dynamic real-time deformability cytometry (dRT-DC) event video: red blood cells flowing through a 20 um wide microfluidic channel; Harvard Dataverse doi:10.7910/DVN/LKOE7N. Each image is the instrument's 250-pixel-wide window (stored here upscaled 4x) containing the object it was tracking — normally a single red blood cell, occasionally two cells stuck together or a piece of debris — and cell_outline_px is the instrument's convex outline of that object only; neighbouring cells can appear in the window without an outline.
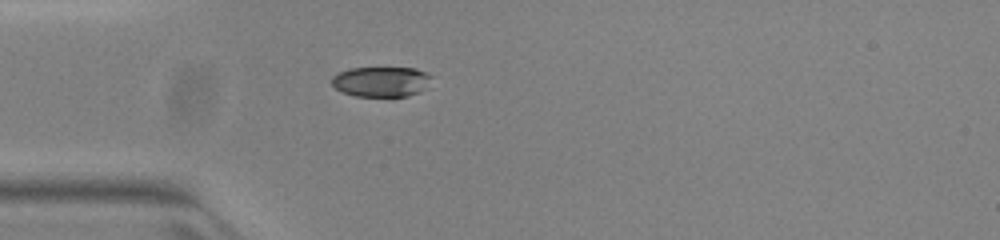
{"species": "common noctule bat (a hibernating species)", "species_latin": "Nyctalus noctula", "temperature_condition": "warm", "stored_images_in_passage": 38, "camera_frame_rate_fps": 3000, "um_per_image_px": 0.085, "animal": {"sex": "female", "body_mass_g": 23.0, "forearm_length_mm": 53.4}, "frame": {"image": 1, "passage_image": 1, "time_ms": 0.0, "image_size_px": [1000, 240], "cell_outline_px": [[432, 76], [424, 88], [420, 92], [408, 96], [356, 96], [344, 92], [336, 88], [332, 84], [332, 76], [348, 68], [412, 68], [424, 72]], "centroid_in_image_um": [32.38, 6.94], "position_along_channel_um": 52.6, "area_um2": 17.28}}
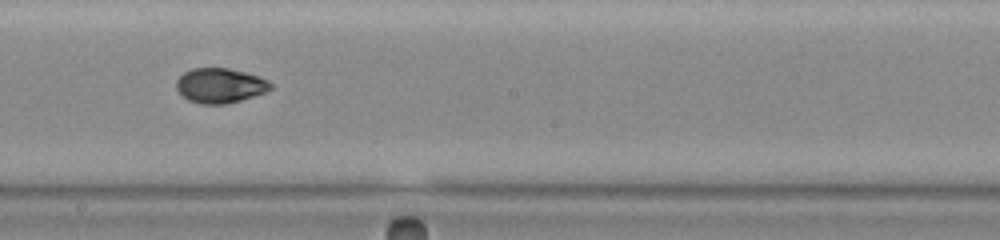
{"frame": {"image": 2, "passage_image": 15, "time_ms": 4.667, "image_size_px": [1000, 240], "cell_outline_px": [[272, 88], [264, 92], [240, 100], [224, 104], [200, 104], [188, 100], [176, 88], [176, 80], [184, 72], [192, 68], [228, 68], [260, 76], [268, 80], [272, 84]], "centroid_in_image_um": [18.69, 7.26], "position_along_channel_um": 229.5, "area_um2": 19.02}}
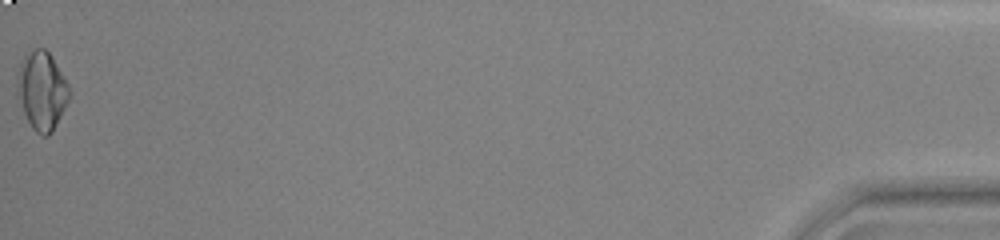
{"frame": {"image": 3, "passage_image": 38, "time_ms": 12.333, "image_size_px": [1000, 240], "cell_outline_px": [[68, 100], [52, 132], [48, 136], [44, 136], [36, 132], [32, 128], [24, 112], [16, 80], [20, 64], [28, 48], [44, 48], [52, 56], [68, 84]], "centroid_in_image_um": [3.55, 7.66], "position_along_channel_um": 431.7, "area_um2": 23.24}, "authors_computed_cell_mechanics": {"area_um2": 19.4208, "velocity_mm_per_s": 3.9711, "shape_relaxation_time_tau1_ms": 7.6272, "shape_relaxation_time_tau2_ms": 2.4398, "deformation_change_tau1": 0.2028, "deformation_change_tau2": 0.0447}}